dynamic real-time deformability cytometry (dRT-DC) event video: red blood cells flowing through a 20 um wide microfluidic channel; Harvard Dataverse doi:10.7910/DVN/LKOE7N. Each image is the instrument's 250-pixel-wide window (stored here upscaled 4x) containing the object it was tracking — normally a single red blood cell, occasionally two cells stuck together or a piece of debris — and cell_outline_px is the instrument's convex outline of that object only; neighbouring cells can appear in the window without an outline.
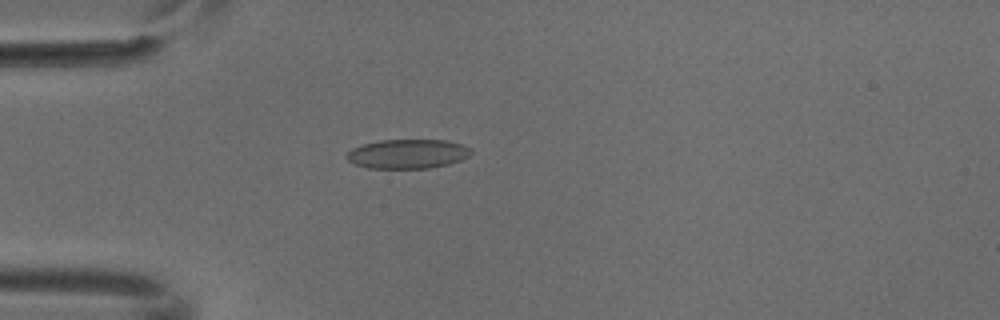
{"species": "common noctule bat (a hibernating species)", "species_latin": "Nyctalus noctula", "temperature_condition": "cold", "stored_images_in_passage": 5, "camera_frame_rate_fps": 3000, "um_per_image_px": 0.085, "animal": {"sex": "male", "body_mass_g": 18.8}, "frame": {"image": 1, "passage_image": 5, "time_ms": 1.333, "image_size_px": [1000, 320], "cell_outline_px": [[472, 152], [468, 156], [460, 160], [448, 164], [428, 168], [368, 168], [356, 164], [348, 160], [344, 156], [352, 148], [364, 144], [380, 140], [448, 140], [472, 148]], "centroid_in_image_um": [34.65, 13.07], "position_along_channel_um": 50.3, "area_um2": 21.15}}